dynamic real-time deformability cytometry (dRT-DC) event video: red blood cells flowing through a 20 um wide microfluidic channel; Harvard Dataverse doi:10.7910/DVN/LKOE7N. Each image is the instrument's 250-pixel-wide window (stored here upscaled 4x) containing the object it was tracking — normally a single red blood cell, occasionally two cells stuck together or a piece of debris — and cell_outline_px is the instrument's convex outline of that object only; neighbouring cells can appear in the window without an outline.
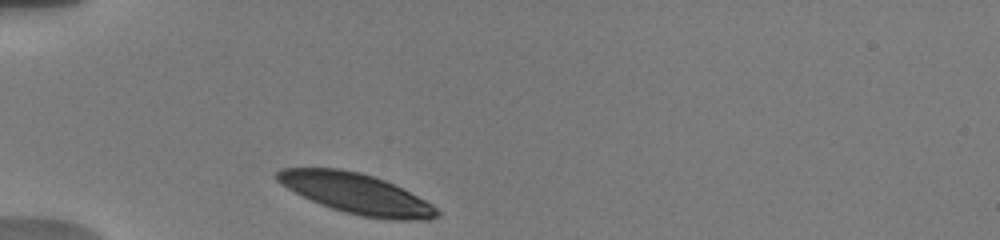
{"species": "human", "species_latin": "Homo sapiens", "temperature_condition": "warm", "stored_images_in_passage": 14, "camera_frame_rate_fps": 3000, "um_per_image_px": 0.085, "donor": {"sex": "male"}, "frame": {"image": 1, "passage_image": 1, "time_ms": 0.0, "image_size_px": [1000, 240], "cell_outline_px": [[440, 216], [428, 220], [388, 220], [360, 216], [344, 212], [320, 204], [288, 188], [276, 180], [276, 172], [280, 168], [340, 168], [360, 172], [384, 180], [432, 204], [440, 212]], "centroid_in_image_um": [30.3, 16.47], "position_along_channel_um": 54.7, "area_um2": 37.22}}
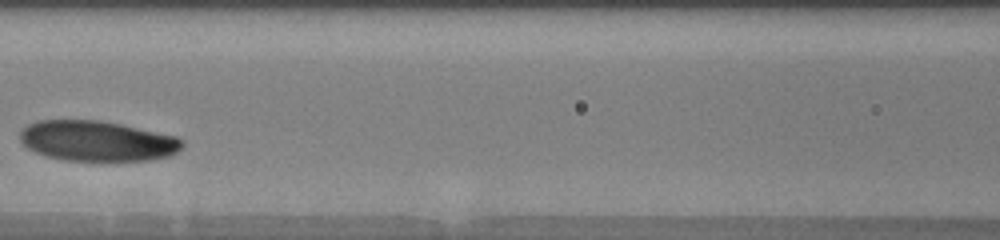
{"frame": {"image": 2, "passage_image": 9, "time_ms": 3.333, "image_size_px": [1000, 240], "cell_outline_px": [[184, 144], [176, 152], [168, 156], [148, 160], [104, 164], [64, 160], [44, 156], [28, 148], [20, 140], [20, 132], [28, 124], [36, 120], [100, 120], [120, 124], [176, 136], [184, 140]], "centroid_in_image_um": [8.26, 12.03], "position_along_channel_um": 158.3, "area_um2": 39.19}}
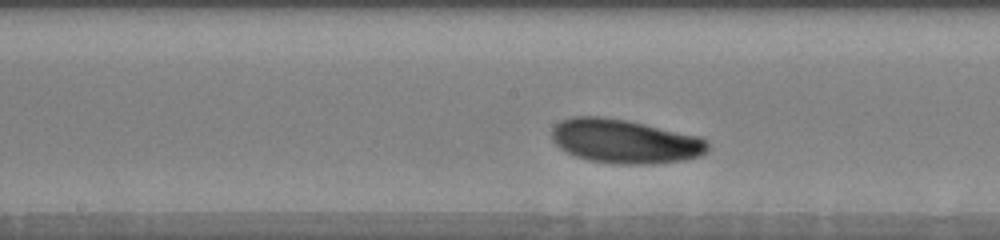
{"frame": {"image": 3, "passage_image": 12, "time_ms": 4.333, "image_size_px": [1000, 240], "cell_outline_px": [[708, 152], [700, 156], [684, 160], [652, 164], [616, 164], [588, 160], [576, 156], [560, 148], [552, 140], [552, 128], [560, 120], [572, 116], [604, 116], [628, 120], [700, 136], [708, 144]], "centroid_in_image_um": [53.11, 12.0], "position_along_channel_um": 195.1, "area_um2": 40.29}}